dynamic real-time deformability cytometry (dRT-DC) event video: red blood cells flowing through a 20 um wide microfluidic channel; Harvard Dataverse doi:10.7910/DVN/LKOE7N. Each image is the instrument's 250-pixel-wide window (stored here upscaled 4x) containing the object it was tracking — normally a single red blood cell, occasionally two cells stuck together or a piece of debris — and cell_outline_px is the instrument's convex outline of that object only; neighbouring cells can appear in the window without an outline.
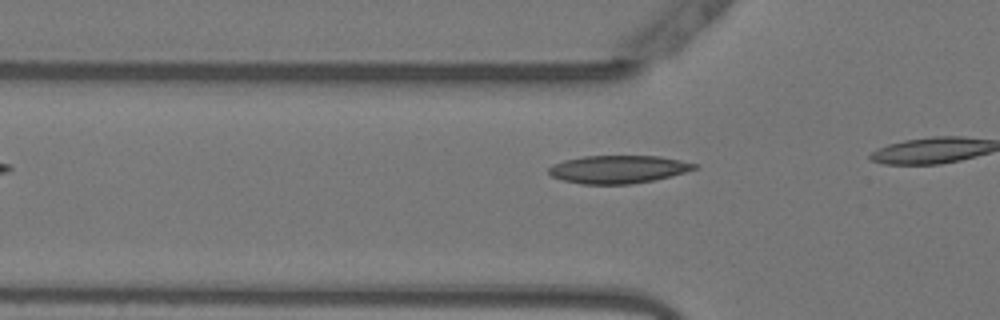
{"species": "Egyptian fruit bat (a non-hibernating species)", "species_latin": "Rousettus aegyptiacus", "temperature_condition": "warm", "stored_images_in_passage": 7, "camera_frame_rate_fps": 3000, "um_per_image_px": 0.085, "animal": {"sex": "female"}, "frame": {"image": 1, "passage_image": 4, "time_ms": 1.0, "image_size_px": [1000, 320], "cell_outline_px": [[700, 168], [672, 176], [632, 184], [580, 184], [564, 180], [552, 176], [548, 172], [548, 168], [552, 164], [564, 160], [584, 156], [660, 156], [700, 164]], "centroid_in_image_um": [52.59, 14.39], "position_along_channel_um": 73.2, "area_um2": 23.87}}